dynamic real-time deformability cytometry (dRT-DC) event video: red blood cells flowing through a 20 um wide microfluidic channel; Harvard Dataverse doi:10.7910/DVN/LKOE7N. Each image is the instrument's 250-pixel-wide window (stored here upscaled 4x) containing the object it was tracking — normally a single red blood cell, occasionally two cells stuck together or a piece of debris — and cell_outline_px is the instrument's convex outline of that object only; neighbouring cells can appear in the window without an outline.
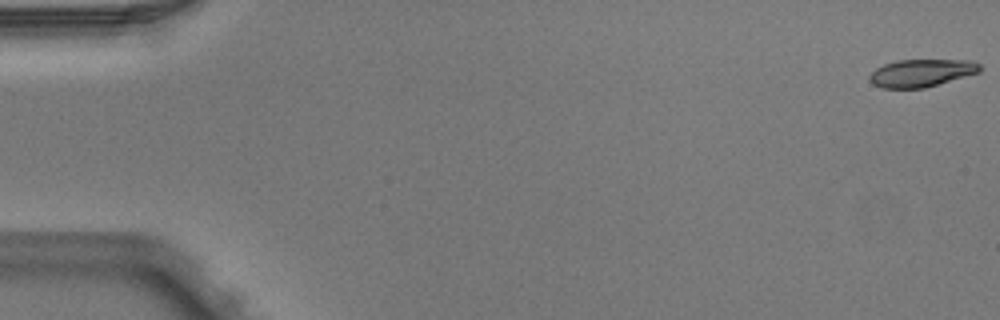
{"species": "Egyptian fruit bat (a non-hibernating species)", "species_latin": "Rousettus aegyptiacus", "temperature_condition": "warm", "stored_images_in_passage": 5, "camera_frame_rate_fps": 3000, "um_per_image_px": 0.085, "animal": {"sex": "male"}, "frame": {"image": 1, "passage_image": 1, "time_ms": 0.0, "image_size_px": [1000, 320], "cell_outline_px": [[980, 72], [924, 88], [884, 88], [872, 84], [868, 80], [868, 76], [876, 68], [884, 64], [896, 60], [972, 60], [980, 64]], "centroid_in_image_um": [78.29, 6.2], "position_along_channel_um": 6.7, "area_um2": 17.74}}
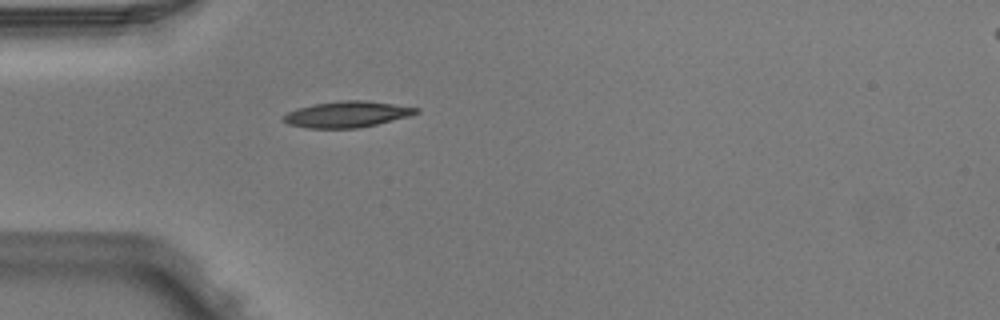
{"frame": {"image": 2, "passage_image": 5, "time_ms": 1.333, "image_size_px": [1000, 320], "cell_outline_px": [[420, 112], [408, 116], [360, 128], [308, 128], [288, 124], [280, 116], [288, 112], [300, 108], [316, 104], [344, 100], [368, 100], [420, 108]], "centroid_in_image_um": [29.51, 9.71], "position_along_channel_um": 55.5, "area_um2": 20.0}}